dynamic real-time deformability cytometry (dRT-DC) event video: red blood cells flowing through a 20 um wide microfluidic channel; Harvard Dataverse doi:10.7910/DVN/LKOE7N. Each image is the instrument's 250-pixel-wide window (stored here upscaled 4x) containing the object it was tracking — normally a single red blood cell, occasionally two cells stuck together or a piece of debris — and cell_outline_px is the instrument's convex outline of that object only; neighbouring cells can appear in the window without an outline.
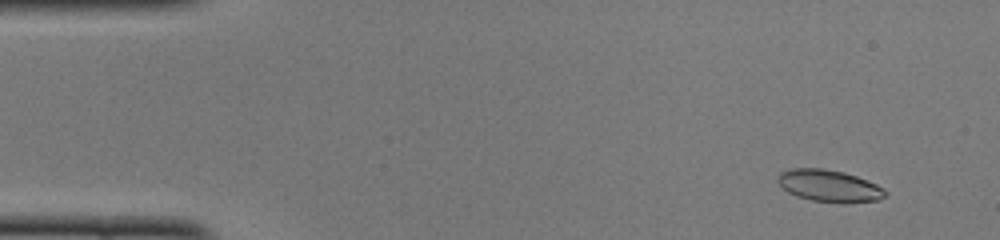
{"species": "common noctule bat (a hibernating species)", "species_latin": "Nyctalus noctula", "temperature_condition": "cold", "stored_images_in_passage": 47, "camera_frame_rate_fps": 3000, "um_per_image_px": 0.085, "animal": {"sex": "female", "body_mass_g": 22.0, "forearm_length_mm": 56.7}, "frame": {"image": 1, "passage_image": 1, "time_ms": 0.0, "image_size_px": [1000, 240], "cell_outline_px": [[888, 192], [884, 196], [876, 200], [844, 204], [812, 200], [796, 196], [788, 192], [776, 180], [776, 176], [780, 172], [792, 168], [824, 168], [844, 172], [856, 176], [876, 184], [884, 188]], "centroid_in_image_um": [70.47, 15.8], "position_along_channel_um": 14.5, "area_um2": 20.17}}
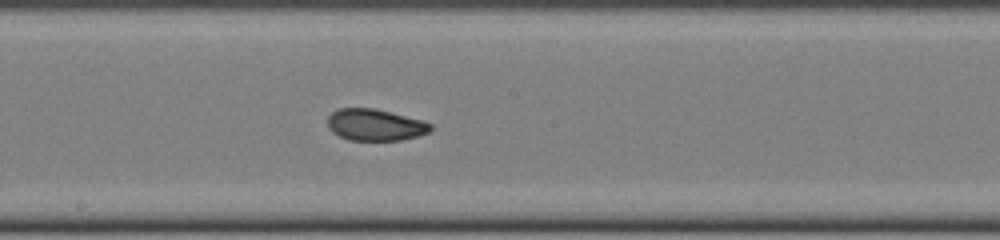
{"frame": {"image": 2, "passage_image": 24, "time_ms": 7.667, "image_size_px": [1000, 240], "cell_outline_px": [[432, 128], [428, 132], [416, 136], [400, 140], [348, 140], [332, 132], [328, 128], [328, 116], [332, 112], [340, 108], [376, 108], [424, 120], [432, 124]], "centroid_in_image_um": [31.89, 10.6], "position_along_channel_um": 216.3, "area_um2": 19.07}}
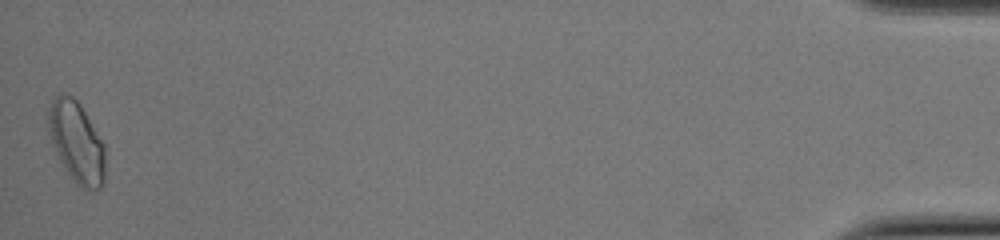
{"frame": {"image": 3, "passage_image": 47, "time_ms": 15.333, "image_size_px": [1000, 240], "cell_outline_px": [[104, 184], [100, 188], [88, 192], [84, 192], [76, 184], [56, 156], [48, 132], [48, 108], [52, 100], [60, 92], [72, 96], [80, 104], [104, 144]], "centroid_in_image_um": [6.49, 12.12], "position_along_channel_um": 428.7, "area_um2": 27.17}, "authors_computed_cell_mechanics": {"area_um2": 19.7676, "velocity_mm_per_s": 3.9974, "shape_relaxation_time_tau1_ms": null, "shape_relaxation_time_tau2_ms": 1.5691, "deformation_change_tau1": null, "deformation_change_tau2": 0.0561}}